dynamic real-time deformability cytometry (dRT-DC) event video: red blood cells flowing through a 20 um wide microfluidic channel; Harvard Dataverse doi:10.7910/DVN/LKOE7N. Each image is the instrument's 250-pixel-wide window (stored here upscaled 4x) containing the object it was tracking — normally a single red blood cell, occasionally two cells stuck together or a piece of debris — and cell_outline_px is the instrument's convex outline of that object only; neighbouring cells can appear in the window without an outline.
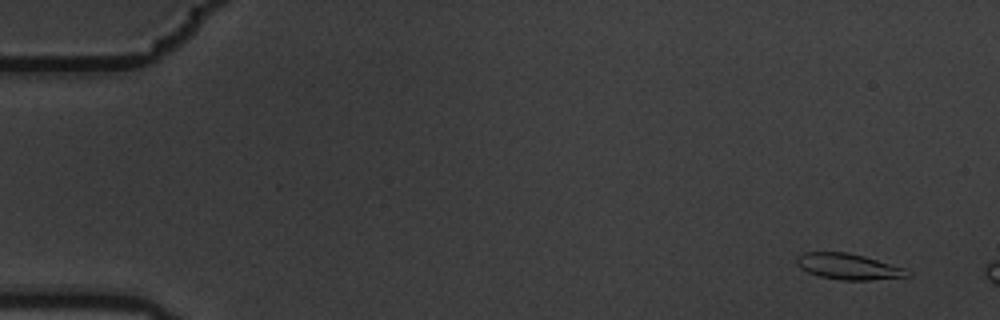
{"species": "common noctule bat (a hibernating species)", "species_latin": "Nyctalus noctula", "temperature_condition": "warm", "stored_images_in_passage": 3, "camera_frame_rate_fps": 3000, "um_per_image_px": 0.085, "animal": {"sex": "male", "body_mass_g": 19.5, "forearm_length_mm": 54.6}, "frame": {"image": 1, "passage_image": 1, "time_ms": 0.0, "image_size_px": [1000, 320], "cell_outline_px": [[912, 276], [868, 280], [840, 280], [820, 276], [808, 272], [800, 268], [796, 264], [796, 256], [804, 252], [848, 252], [864, 256], [904, 268], [912, 272]], "centroid_in_image_um": [72.1, 22.65], "position_along_channel_um": 12.9, "area_um2": 16.76}}